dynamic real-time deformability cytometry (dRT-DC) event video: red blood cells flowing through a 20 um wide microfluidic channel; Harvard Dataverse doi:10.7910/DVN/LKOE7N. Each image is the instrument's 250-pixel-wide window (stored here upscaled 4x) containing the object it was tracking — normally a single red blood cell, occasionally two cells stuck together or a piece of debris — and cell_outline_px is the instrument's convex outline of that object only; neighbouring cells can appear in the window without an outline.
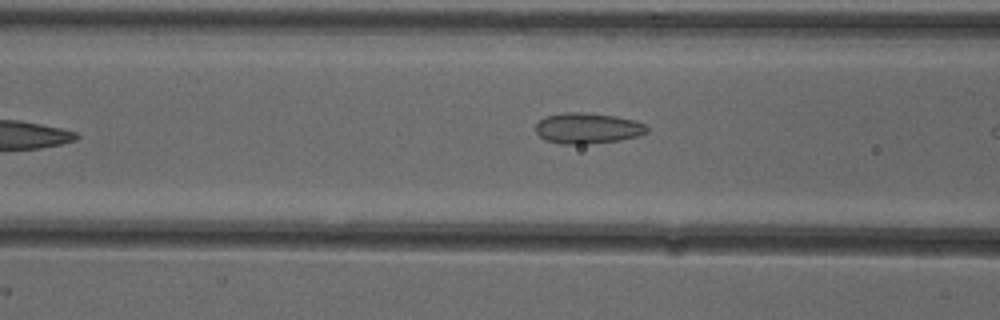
{"species": "common noctule bat (a hibernating species)", "species_latin": "Nyctalus noctula", "temperature_condition": "cold", "stored_images_in_passage": 8, "camera_frame_rate_fps": 3000, "um_per_image_px": 0.085, "animal": {"sex": "female"}, "frame": {"image": 1, "passage_image": 7, "time_ms": 2.0, "image_size_px": [1000, 320], "cell_outline_px": [[648, 132], [636, 136], [620, 140], [584, 144], [560, 144], [544, 140], [536, 132], [536, 124], [544, 116], [564, 112], [584, 112], [616, 116], [632, 120], [644, 124], [648, 128]], "centroid_in_image_um": [49.9, 10.9], "position_along_channel_um": 116.7, "area_um2": 19.94}}